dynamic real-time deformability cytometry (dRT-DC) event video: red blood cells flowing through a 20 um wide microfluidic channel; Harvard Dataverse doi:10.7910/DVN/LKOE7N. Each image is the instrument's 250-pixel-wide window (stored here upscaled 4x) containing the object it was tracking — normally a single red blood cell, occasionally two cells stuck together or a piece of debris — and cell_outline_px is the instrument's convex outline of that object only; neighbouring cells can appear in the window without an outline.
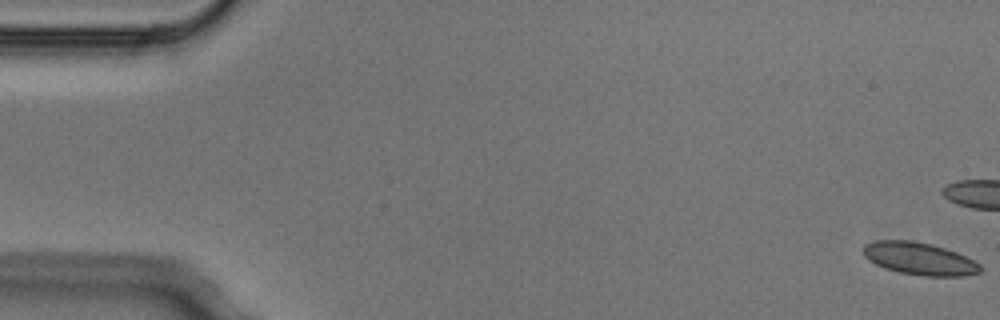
{"species": "Egyptian fruit bat (a non-hibernating species)", "species_latin": "Rousettus aegyptiacus", "temperature_condition": "cold", "stored_images_in_passage": 4, "camera_frame_rate_fps": 3000, "um_per_image_px": 0.085, "animal": {"sex": "male"}, "frame": {"image": 1, "passage_image": 1, "time_ms": 0.0, "image_size_px": [1000, 320], "cell_outline_px": [[984, 268], [980, 272], [964, 276], [924, 276], [900, 272], [876, 264], [868, 260], [864, 256], [864, 244], [876, 240], [912, 240], [932, 244], [956, 252], [980, 264]], "centroid_in_image_um": [78.16, 21.98], "position_along_channel_um": 6.8, "area_um2": 22.02}}